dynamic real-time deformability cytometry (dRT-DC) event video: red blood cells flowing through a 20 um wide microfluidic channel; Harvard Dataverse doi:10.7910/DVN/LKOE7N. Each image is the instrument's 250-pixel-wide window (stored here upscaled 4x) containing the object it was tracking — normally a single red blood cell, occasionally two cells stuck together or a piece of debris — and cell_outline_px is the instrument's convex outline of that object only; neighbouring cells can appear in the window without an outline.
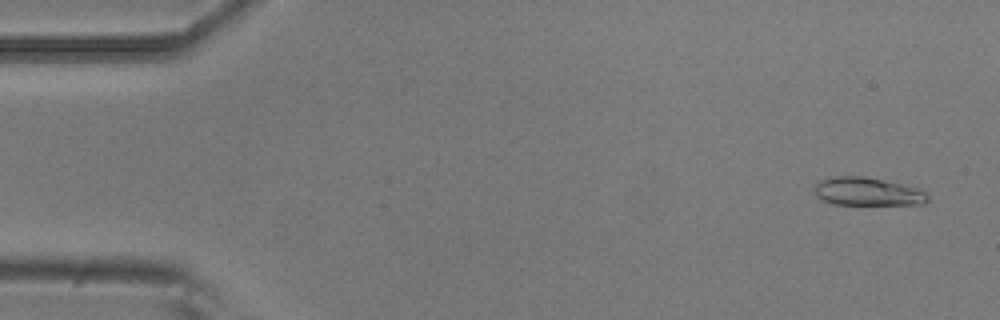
{"species": "common noctule bat (a hibernating species)", "species_latin": "Nyctalus noctula", "temperature_condition": "room temperature", "stored_images_in_passage": 5, "camera_frame_rate_fps": 3000, "um_per_image_px": 0.085, "animal": {"sex": "male", "body_mass_g": 20.5, "forearm_length_mm": 52.5}, "frame": {"image": 1, "passage_image": 1, "time_ms": 0.0, "image_size_px": [1000, 320], "cell_outline_px": [[928, 200], [924, 204], [832, 204], [816, 196], [816, 184], [820, 180], [832, 176], [864, 176], [900, 184], [924, 192], [928, 196]], "centroid_in_image_um": [73.69, 16.28], "position_along_channel_um": 11.3, "area_um2": 18.15}}
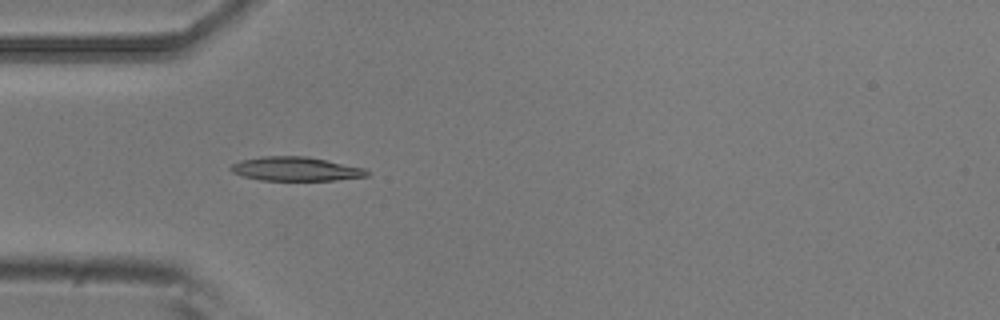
{"frame": {"image": 2, "passage_image": 4, "time_ms": 1.0, "image_size_px": [1000, 320], "cell_outline_px": [[372, 172], [368, 176], [332, 180], [260, 180], [244, 176], [232, 172], [228, 168], [232, 164], [240, 160], [260, 156], [308, 156], [364, 168]], "centroid_in_image_um": [25.13, 14.35], "position_along_channel_um": 59.9, "area_um2": 19.07}}
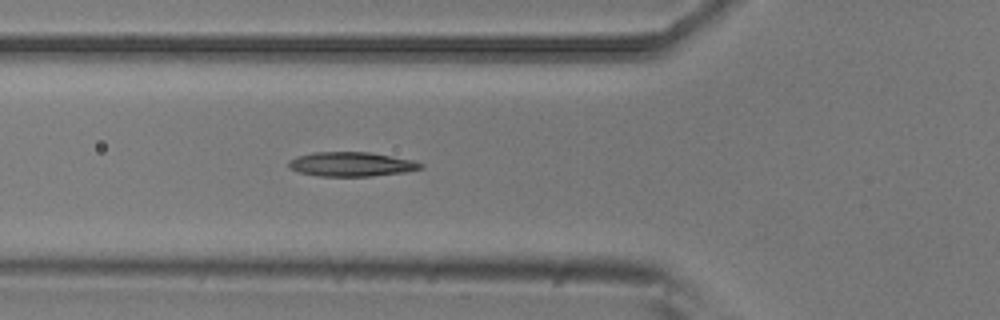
{"frame": {"image": 3, "passage_image": 5, "time_ms": 1.333, "image_size_px": [1000, 320], "cell_outline_px": [[424, 168], [408, 172], [372, 176], [320, 176], [300, 172], [292, 168], [288, 164], [288, 160], [296, 156], [316, 152], [368, 152], [392, 156], [412, 160], [424, 164]], "centroid_in_image_um": [29.92, 13.96], "position_along_channel_um": 95.9, "area_um2": 18.73}}